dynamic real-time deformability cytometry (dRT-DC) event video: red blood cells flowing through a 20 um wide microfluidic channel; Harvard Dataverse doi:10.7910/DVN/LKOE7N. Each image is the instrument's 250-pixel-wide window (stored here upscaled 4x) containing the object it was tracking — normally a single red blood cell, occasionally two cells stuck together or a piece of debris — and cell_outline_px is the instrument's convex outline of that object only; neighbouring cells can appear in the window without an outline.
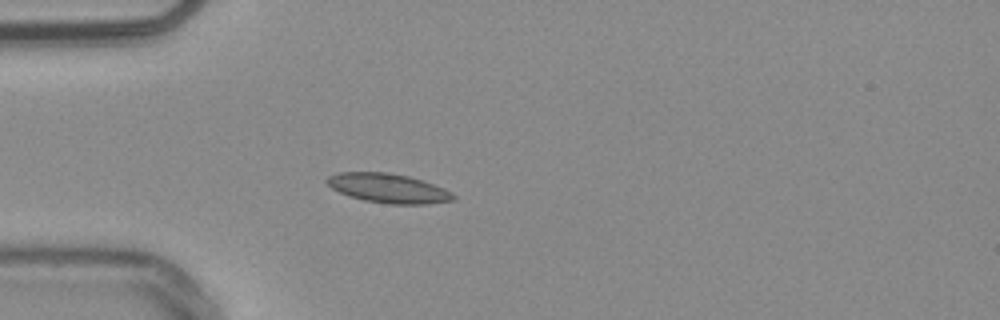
{"species": "common noctule bat (a hibernating species)", "species_latin": "Nyctalus noctula", "temperature_condition": "warm", "stored_images_in_passage": 39, "camera_frame_rate_fps": 3000, "um_per_image_px": 0.085, "animal": {"sex": "male", "body_mass_g": 20.4}, "frame": {"image": 1, "passage_image": 1, "time_ms": 0.0, "image_size_px": [1000, 320], "cell_outline_px": [[456, 200], [424, 204], [388, 204], [364, 200], [348, 196], [332, 188], [324, 180], [328, 176], [336, 172], [388, 172], [408, 176], [444, 188], [452, 192], [456, 196]], "centroid_in_image_um": [32.98, 16.0], "position_along_channel_um": 52.0, "area_um2": 21.62}}
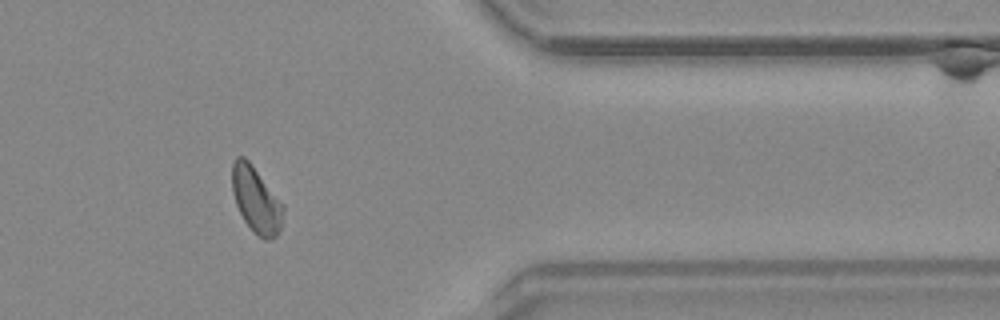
{"frame": {"image": 2, "passage_image": 30, "time_ms": 9.667, "image_size_px": [1000, 320], "cell_outline_px": [[284, 208], [280, 232], [276, 236], [268, 240], [264, 240], [244, 220], [236, 204], [232, 192], [232, 164], [236, 156], [244, 156], [248, 160], [284, 204]], "centroid_in_image_um": [21.78, 16.97], "position_along_channel_um": 389.6, "area_um2": 19.48}}
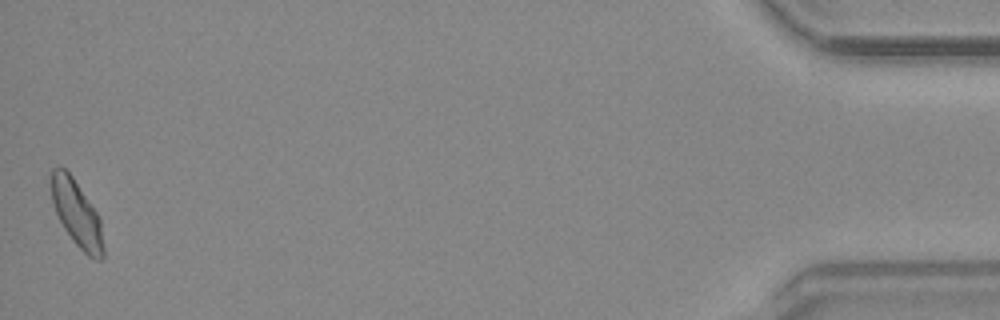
{"frame": {"image": 3, "passage_image": 39, "time_ms": 12.667, "image_size_px": [1000, 320], "cell_outline_px": [[104, 256], [100, 260], [96, 260], [88, 256], [72, 240], [64, 228], [56, 212], [52, 200], [52, 168], [64, 168], [72, 176], [100, 216], [104, 248]], "centroid_in_image_um": [6.57, 18.2], "position_along_channel_um": 428.6, "area_um2": 19.88}, "authors_computed_cell_mechanics": {"area_um2": 19.7676, "velocity_mm_per_s": 3.7761, "shape_relaxation_time_tau1_ms": null, "shape_relaxation_time_tau2_ms": 4.8889, "deformation_change_tau1": null, "deformation_change_tau2": 0.0797}}